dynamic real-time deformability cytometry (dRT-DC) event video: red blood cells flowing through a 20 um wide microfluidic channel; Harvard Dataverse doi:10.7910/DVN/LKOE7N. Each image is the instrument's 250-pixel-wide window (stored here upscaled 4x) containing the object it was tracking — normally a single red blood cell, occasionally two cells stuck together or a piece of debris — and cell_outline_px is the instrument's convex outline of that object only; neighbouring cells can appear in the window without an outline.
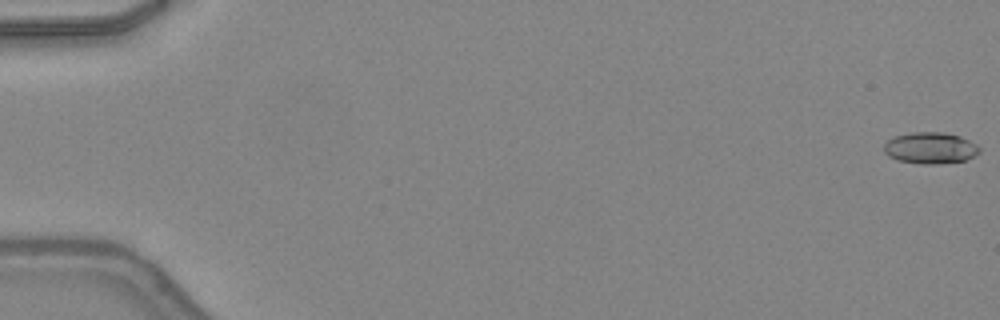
{"species": "common noctule bat (a hibernating species)", "species_latin": "Nyctalus noctula", "temperature_condition": "warm", "stored_images_in_passage": 49, "camera_frame_rate_fps": 3000, "um_per_image_px": 0.085, "animal": {"sex": "female", "body_mass_g": 24.6, "forearm_length_mm": 56.2}, "frame": {"image": 1, "passage_image": 1, "time_ms": 0.0, "image_size_px": [1000, 320], "cell_outline_px": [[980, 152], [976, 156], [964, 160], [940, 164], [920, 164], [896, 160], [888, 156], [884, 152], [884, 144], [888, 140], [896, 136], [912, 132], [944, 132], [960, 136], [976, 144], [980, 148]], "centroid_in_image_um": [79.08, 12.59], "position_along_channel_um": 5.9, "area_um2": 17.63}}
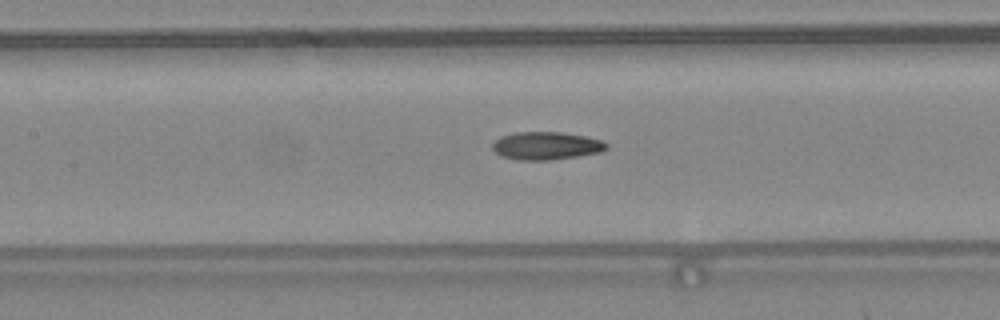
{"frame": {"image": 2, "passage_image": 24, "time_ms": 7.667, "image_size_px": [1000, 320], "cell_outline_px": [[608, 148], [600, 152], [552, 160], [516, 160], [500, 156], [492, 148], [492, 144], [500, 136], [516, 132], [560, 132], [584, 136], [604, 140], [608, 144]], "centroid_in_image_um": [46.42, 12.39], "position_along_channel_um": 161.0, "area_um2": 18.61}}
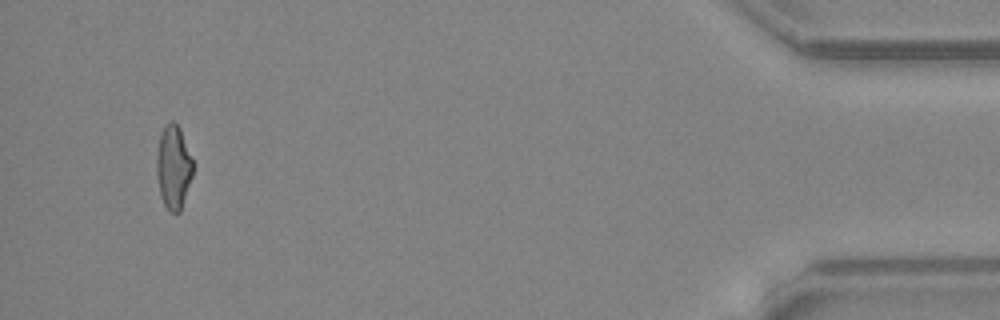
{"frame": {"image": 3, "passage_image": 47, "time_ms": 15.333, "image_size_px": [1000, 320], "cell_outline_px": [[192, 176], [180, 212], [168, 212], [160, 196], [156, 172], [156, 152], [160, 132], [172, 120], [180, 128], [192, 160]], "centroid_in_image_um": [14.71, 14.22], "position_along_channel_um": 420.5, "area_um2": 17.63}, "authors_computed_cell_mechanics": {"area_um2": 17.6868, "velocity_mm_per_s": 4.3516, "shape_relaxation_time_tau1_ms": 10.1346, "shape_relaxation_time_tau2_ms": 3.0062, "deformation_change_tau1": 0.2708, "deformation_change_tau2": 0.1148}}